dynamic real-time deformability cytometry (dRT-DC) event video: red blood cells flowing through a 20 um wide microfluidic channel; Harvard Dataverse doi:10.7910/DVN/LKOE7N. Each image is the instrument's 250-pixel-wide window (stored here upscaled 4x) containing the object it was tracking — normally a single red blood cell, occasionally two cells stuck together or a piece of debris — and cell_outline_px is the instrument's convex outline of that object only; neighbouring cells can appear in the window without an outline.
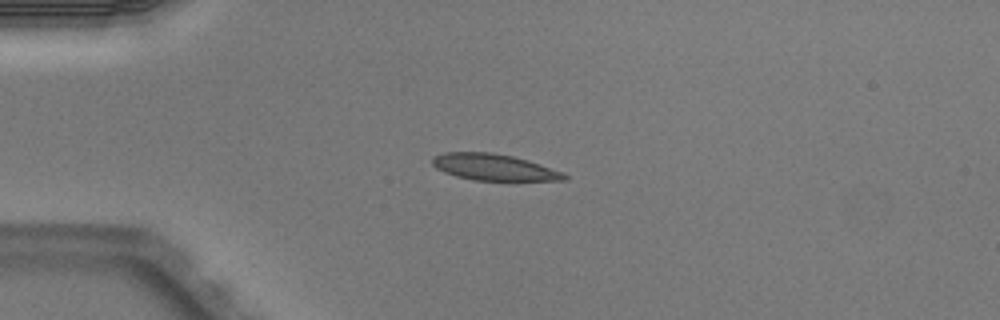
{"species": "Egyptian fruit bat (a non-hibernating species)", "species_latin": "Rousettus aegyptiacus", "temperature_condition": "warm", "stored_images_in_passage": 4, "camera_frame_rate_fps": 3000, "um_per_image_px": 0.085, "animal": {"sex": "male"}, "frame": {"image": 1, "passage_image": 4, "time_ms": 1.0, "image_size_px": [1000, 320], "cell_outline_px": [[568, 180], [476, 180], [456, 176], [444, 172], [436, 168], [432, 164], [432, 156], [444, 152], [492, 152], [512, 156], [528, 160], [564, 172], [568, 176]], "centroid_in_image_um": [41.98, 14.2], "position_along_channel_um": 43.0, "area_um2": 20.29}}